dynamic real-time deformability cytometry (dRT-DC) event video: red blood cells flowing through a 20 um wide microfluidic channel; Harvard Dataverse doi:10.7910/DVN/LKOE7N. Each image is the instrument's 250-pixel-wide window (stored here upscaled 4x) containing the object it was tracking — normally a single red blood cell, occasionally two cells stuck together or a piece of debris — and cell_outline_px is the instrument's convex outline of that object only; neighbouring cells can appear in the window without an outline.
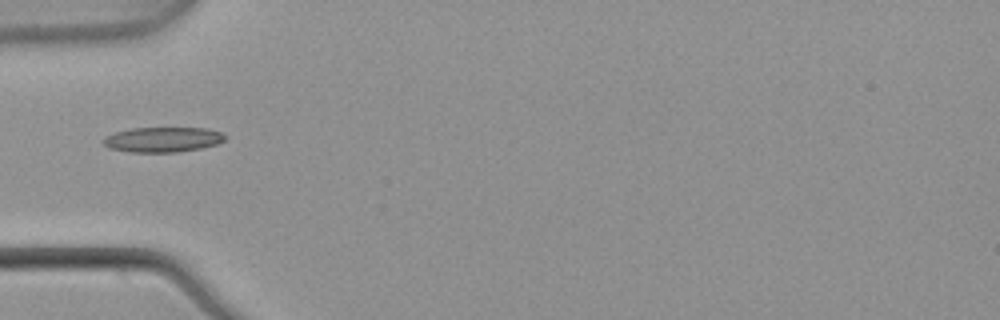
{"species": "common noctule bat (a hibernating species)", "species_latin": "Nyctalus noctula", "temperature_condition": "warm", "stored_images_in_passage": 4, "camera_frame_rate_fps": 3000, "um_per_image_px": 0.085, "animal": {"sex": "male", "body_mass_g": 21.5, "forearm_length_mm": 52.0}, "frame": {"image": 1, "passage_image": 1, "time_ms": 0.0, "image_size_px": [1000, 320], "cell_outline_px": [[228, 136], [224, 140], [216, 144], [200, 148], [176, 152], [128, 152], [108, 148], [100, 140], [104, 136], [112, 132], [132, 128], [208, 128], [220, 132]], "centroid_in_image_um": [13.77, 11.86], "position_along_channel_um": 71.2, "area_um2": 17.98}}